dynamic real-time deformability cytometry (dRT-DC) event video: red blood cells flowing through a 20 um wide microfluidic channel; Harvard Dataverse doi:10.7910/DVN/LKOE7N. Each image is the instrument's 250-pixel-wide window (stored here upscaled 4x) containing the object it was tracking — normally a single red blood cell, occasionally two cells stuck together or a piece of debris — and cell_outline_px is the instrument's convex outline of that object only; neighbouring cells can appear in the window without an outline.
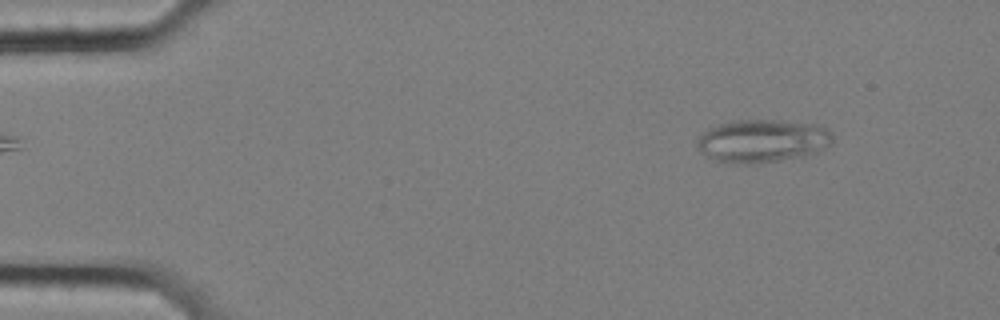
{"species": "common noctule bat (a hibernating species)", "species_latin": "Nyctalus noctula", "temperature_condition": "cold", "stored_images_in_passage": 52, "camera_frame_rate_fps": 3000, "um_per_image_px": 0.085, "animal": {"sex": "female", "body_mass_g": 25.1}, "frame": {"image": 1, "passage_image": 1, "time_ms": 0.0, "image_size_px": [1000, 320], "cell_outline_px": [[832, 140], [828, 144], [808, 152], [776, 160], [716, 160], [708, 156], [696, 144], [696, 140], [708, 128], [720, 124], [740, 120], [780, 120], [816, 124], [832, 132]], "centroid_in_image_um": [64.77, 11.88], "position_along_channel_um": 20.2, "area_um2": 31.67}}
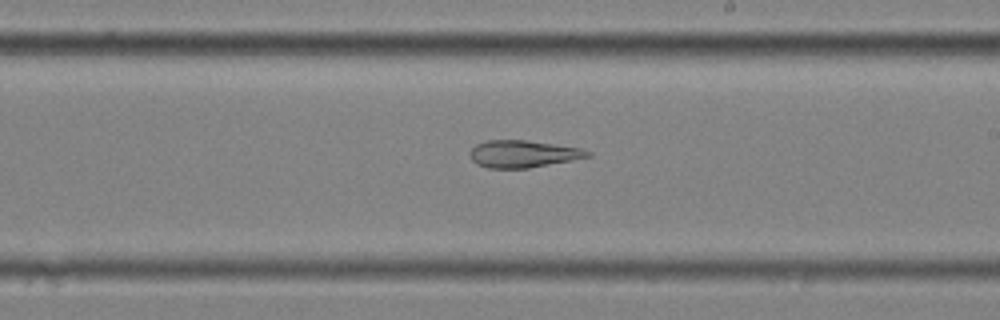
{"frame": {"image": 2, "passage_image": 28, "time_ms": 9.0, "image_size_px": [1000, 320], "cell_outline_px": [[592, 156], [528, 168], [488, 168], [476, 164], [472, 160], [468, 152], [476, 144], [488, 140], [524, 140], [580, 148], [592, 152]], "centroid_in_image_um": [44.42, 13.08], "position_along_channel_um": 244.6, "area_um2": 18.5}}
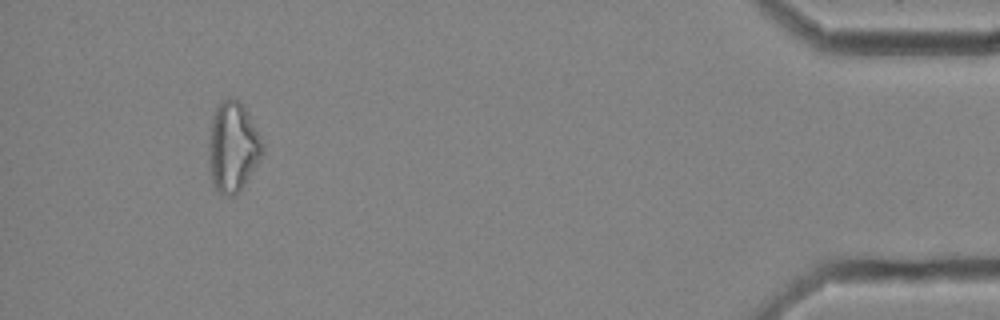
{"frame": {"image": 3, "passage_image": 48, "time_ms": 15.667, "image_size_px": [1000, 320], "cell_outline_px": [[264, 152], [260, 160], [244, 184], [232, 196], [220, 196], [212, 184], [208, 168], [208, 144], [212, 116], [216, 108], [228, 96], [232, 96], [240, 100], [260, 136], [264, 144]], "centroid_in_image_um": [19.76, 12.51], "position_along_channel_um": 415.4, "area_um2": 28.55}, "authors_computed_cell_mechanics": {"area_um2": 23.9292, "velocity_mm_per_s": 3.5096, "shape_relaxation_time_tau1_ms": null, "shape_relaxation_time_tau2_ms": 7.3871, "deformation_change_tau1": null, "deformation_change_tau2": 0.192}}